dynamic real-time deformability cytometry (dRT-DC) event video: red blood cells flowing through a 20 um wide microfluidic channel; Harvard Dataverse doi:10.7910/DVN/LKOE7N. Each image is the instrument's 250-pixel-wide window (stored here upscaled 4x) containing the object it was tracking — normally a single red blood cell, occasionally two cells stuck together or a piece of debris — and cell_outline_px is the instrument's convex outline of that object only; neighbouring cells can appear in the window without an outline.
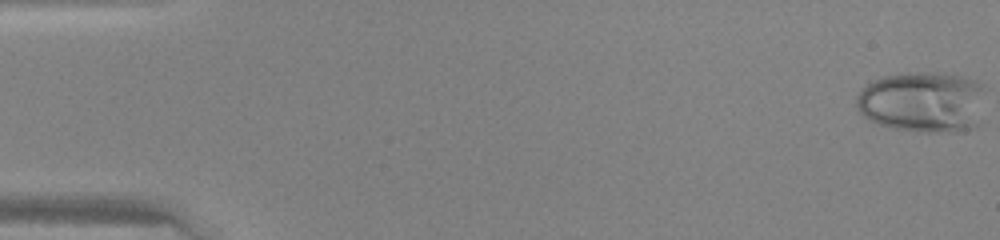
{"species": "human", "species_latin": "Homo sapiens", "temperature_condition": "warm", "stored_images_in_passage": 47, "camera_frame_rate_fps": 3000, "um_per_image_px": 0.085, "donor": {"sex": "female"}, "frame": {"image": 1, "passage_image": 1, "time_ms": 0.0, "image_size_px": [1000, 240], "cell_outline_px": [[984, 84], [968, 128], [956, 132], [924, 132], [896, 128], [880, 124], [864, 116], [860, 112], [856, 104], [856, 96], [868, 84], [884, 76], [908, 72], [936, 72], [964, 76], [976, 80]], "centroid_in_image_um": [78.31, 8.62], "position_along_channel_um": 6.7, "area_um2": 44.27}}
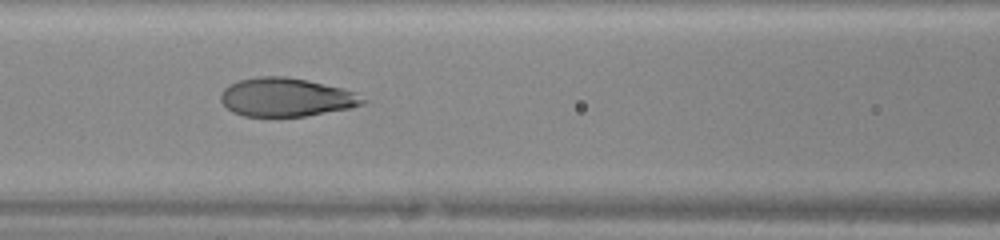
{"frame": {"image": 2, "passage_image": 21, "time_ms": 6.667, "image_size_px": [1000, 240], "cell_outline_px": [[368, 100], [364, 104], [352, 108], [304, 116], [244, 116], [232, 112], [220, 100], [220, 96], [224, 88], [228, 84], [240, 80], [260, 76], [284, 76], [308, 80], [344, 88], [356, 92]], "centroid_in_image_um": [24.36, 8.26], "position_along_channel_um": 142.2, "area_um2": 32.14}}
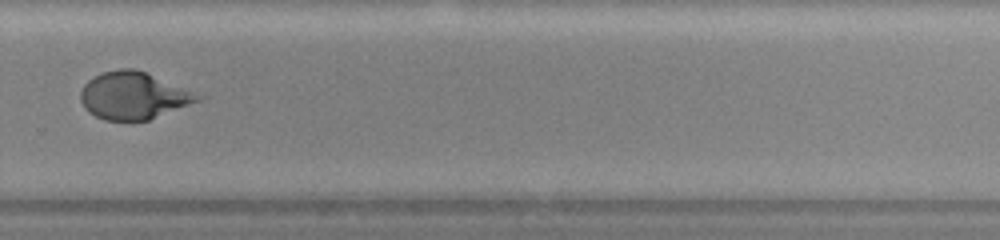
{"frame": {"image": 3, "passage_image": 33, "time_ms": 10.667, "image_size_px": [1000, 240], "cell_outline_px": [[208, 96], [200, 100], [148, 120], [104, 120], [88, 112], [84, 108], [80, 100], [80, 92], [84, 84], [88, 80], [104, 72], [120, 68], [132, 68], [144, 72]], "centroid_in_image_um": [11.35, 8.13], "position_along_channel_um": 318.4, "area_um2": 32.14}}